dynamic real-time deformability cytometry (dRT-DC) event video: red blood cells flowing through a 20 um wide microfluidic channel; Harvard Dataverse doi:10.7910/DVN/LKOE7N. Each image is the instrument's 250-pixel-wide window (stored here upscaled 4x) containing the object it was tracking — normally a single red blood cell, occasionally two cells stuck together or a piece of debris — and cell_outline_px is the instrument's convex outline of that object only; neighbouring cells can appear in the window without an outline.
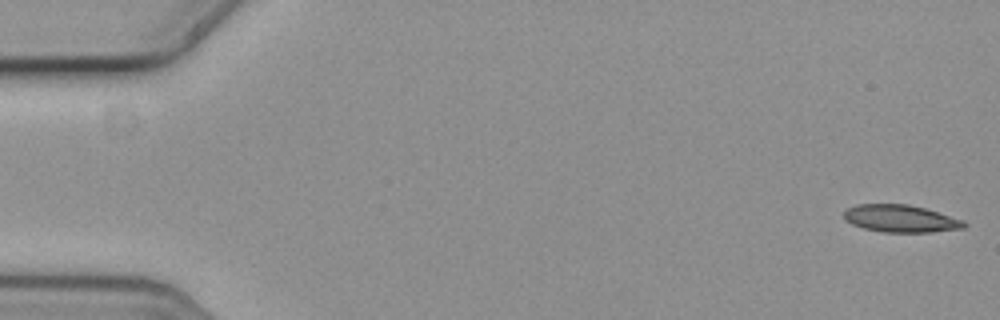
{"species": "common noctule bat (a hibernating species)", "species_latin": "Nyctalus noctula", "temperature_condition": "cold", "stored_images_in_passage": 53, "camera_frame_rate_fps": 3000, "um_per_image_px": 0.085, "animal": {"sex": "female", "body_mass_g": 19.3, "forearm_length_mm": 54.1}, "frame": {"image": 1, "passage_image": 1, "time_ms": 0.0, "image_size_px": [1000, 320], "cell_outline_px": [[968, 224], [964, 228], [932, 232], [880, 232], [864, 228], [852, 224], [844, 220], [844, 212], [848, 208], [856, 204], [908, 204], [924, 208], [964, 220]], "centroid_in_image_um": [76.55, 18.58], "position_along_channel_um": 8.4, "area_um2": 19.19}}
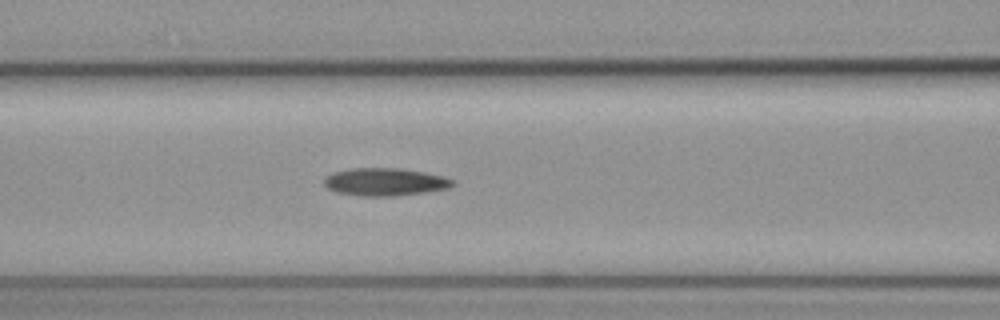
{"frame": {"image": 2, "passage_image": 24, "time_ms": 7.667, "image_size_px": [1000, 320], "cell_outline_px": [[456, 184], [448, 188], [428, 192], [396, 196], [360, 196], [336, 192], [328, 188], [324, 184], [324, 180], [328, 176], [336, 172], [352, 168], [396, 168], [424, 172], [440, 176], [452, 180]], "centroid_in_image_um": [32.73, 15.48], "position_along_channel_um": 133.9, "area_um2": 20.58}}
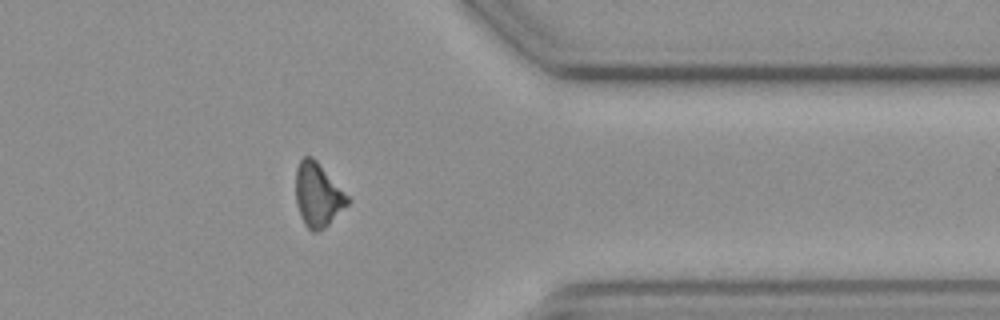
{"frame": {"image": 3, "passage_image": 46, "time_ms": 15.0, "image_size_px": [1000, 320], "cell_outline_px": [[352, 200], [324, 228], [316, 232], [312, 232], [304, 224], [300, 216], [296, 204], [296, 168], [300, 160], [304, 156], [312, 156], [316, 160]], "centroid_in_image_um": [27.0, 16.57], "position_along_channel_um": 384.4, "area_um2": 19.19}}